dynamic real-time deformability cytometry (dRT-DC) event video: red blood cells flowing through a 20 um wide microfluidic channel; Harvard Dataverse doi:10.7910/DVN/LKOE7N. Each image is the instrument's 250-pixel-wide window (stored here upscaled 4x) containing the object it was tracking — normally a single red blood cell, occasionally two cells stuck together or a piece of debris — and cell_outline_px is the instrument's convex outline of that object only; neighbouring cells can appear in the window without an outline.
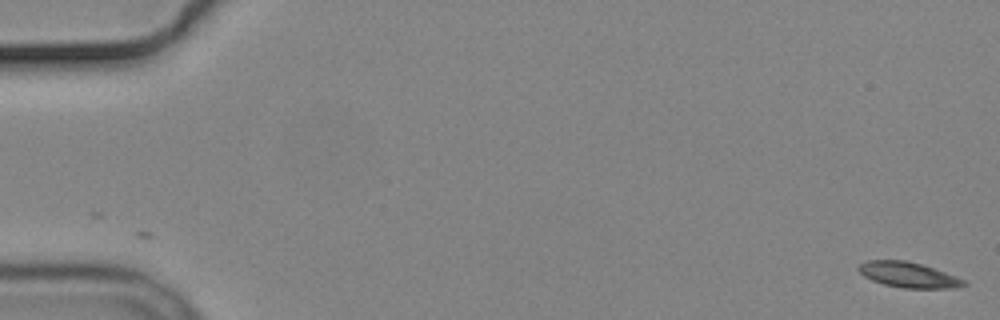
{"species": "common noctule bat (a hibernating species)", "species_latin": "Nyctalus noctula", "temperature_condition": "cold", "stored_images_in_passage": 18, "camera_frame_rate_fps": 3000, "um_per_image_px": 0.085, "animal": {"sex": "male", "body_mass_g": 19.2, "forearm_length_mm": 51.8}, "frame": {"image": 1, "passage_image": 1, "time_ms": 0.0, "image_size_px": [1000, 320], "cell_outline_px": [[968, 284], [960, 288], [904, 288], [884, 284], [872, 280], [864, 276], [856, 268], [860, 264], [868, 260], [904, 260], [920, 264], [956, 276], [964, 280]], "centroid_in_image_um": [77.22, 23.37], "position_along_channel_um": 7.8, "area_um2": 15.43}}
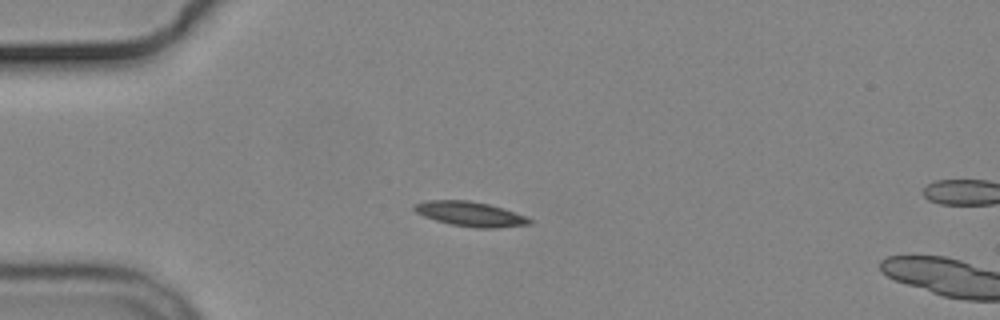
{"frame": {"image": 2, "passage_image": 15, "time_ms": 4.667, "image_size_px": [1000, 320], "cell_outline_px": [[532, 224], [496, 228], [476, 228], [452, 224], [436, 220], [424, 216], [416, 212], [412, 208], [412, 204], [428, 200], [468, 200], [488, 204], [504, 208], [524, 216], [532, 220]], "centroid_in_image_um": [39.96, 18.18], "position_along_channel_um": 45.0, "area_um2": 16.53}}